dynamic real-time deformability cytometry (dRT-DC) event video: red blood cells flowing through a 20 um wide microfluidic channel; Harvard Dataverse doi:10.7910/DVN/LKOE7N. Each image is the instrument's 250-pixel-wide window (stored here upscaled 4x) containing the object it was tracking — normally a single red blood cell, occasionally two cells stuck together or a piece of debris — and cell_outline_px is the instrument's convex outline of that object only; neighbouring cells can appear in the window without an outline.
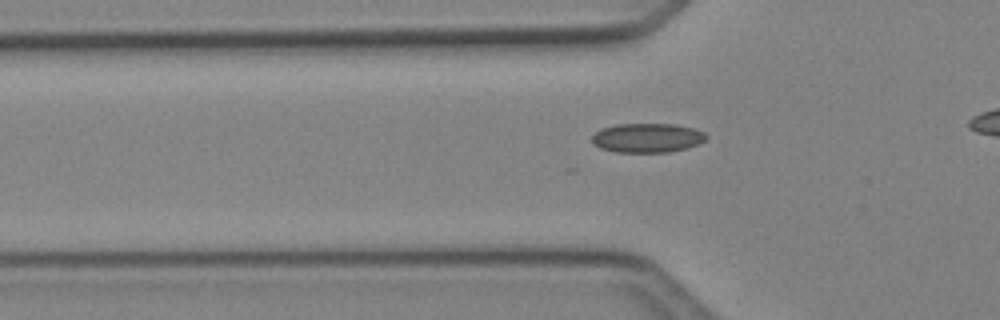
{"species": "Egyptian fruit bat (a non-hibernating species)", "species_latin": "Rousettus aegyptiacus", "temperature_condition": "cold", "stored_images_in_passage": 36, "camera_frame_rate_fps": 3000, "um_per_image_px": 0.085, "animal": {"sex": "female"}, "frame": {"image": 1, "passage_image": 12, "time_ms": 3.667, "image_size_px": [1000, 320], "cell_outline_px": [[708, 136], [704, 140], [696, 144], [684, 148], [668, 152], [616, 152], [600, 148], [592, 144], [592, 136], [600, 128], [616, 124], [676, 124], [692, 128], [704, 132]], "centroid_in_image_um": [54.97, 11.71], "position_along_channel_um": 70.8, "area_um2": 19.42}}
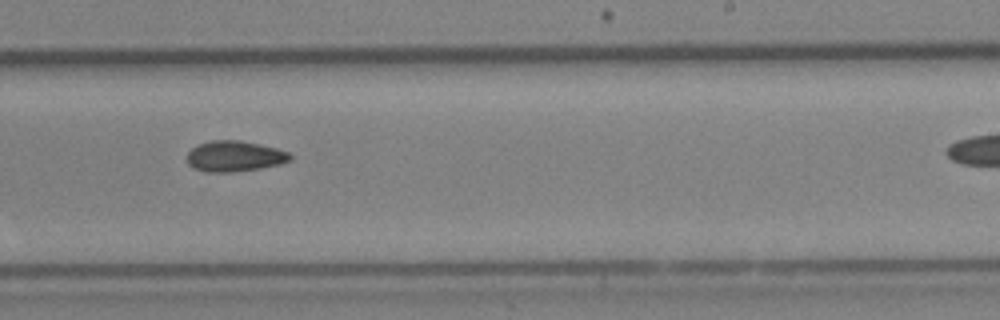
{"frame": {"image": 2, "passage_image": 26, "time_ms": 8.333, "image_size_px": [1000, 320], "cell_outline_px": [[292, 160], [280, 164], [260, 168], [232, 172], [208, 172], [192, 168], [188, 164], [188, 152], [196, 144], [212, 140], [240, 140], [260, 144], [276, 148], [288, 152], [292, 156]], "centroid_in_image_um": [19.93, 13.27], "position_along_channel_um": 269.1, "area_um2": 18.55}}
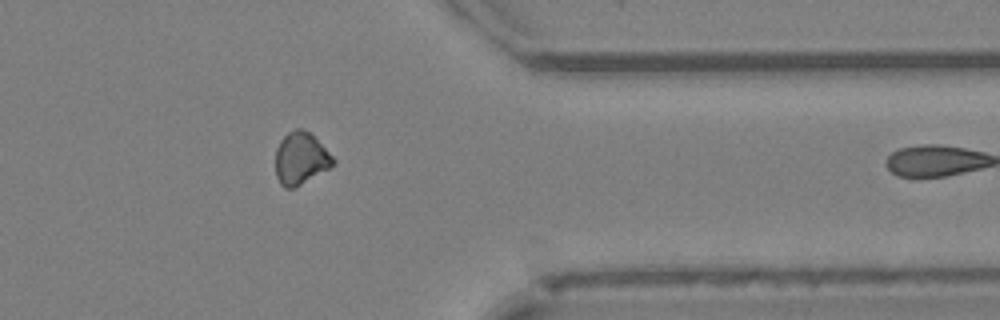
{"frame": {"image": 3, "passage_image": 35, "time_ms": 11.333, "image_size_px": [1000, 320], "cell_outline_px": [[336, 160], [328, 168], [300, 184], [292, 188], [284, 188], [280, 184], [276, 176], [276, 148], [280, 140], [288, 132], [296, 128], [300, 128], [308, 132]], "centroid_in_image_um": [25.51, 13.46], "position_along_channel_um": 385.9, "area_um2": 16.99}}